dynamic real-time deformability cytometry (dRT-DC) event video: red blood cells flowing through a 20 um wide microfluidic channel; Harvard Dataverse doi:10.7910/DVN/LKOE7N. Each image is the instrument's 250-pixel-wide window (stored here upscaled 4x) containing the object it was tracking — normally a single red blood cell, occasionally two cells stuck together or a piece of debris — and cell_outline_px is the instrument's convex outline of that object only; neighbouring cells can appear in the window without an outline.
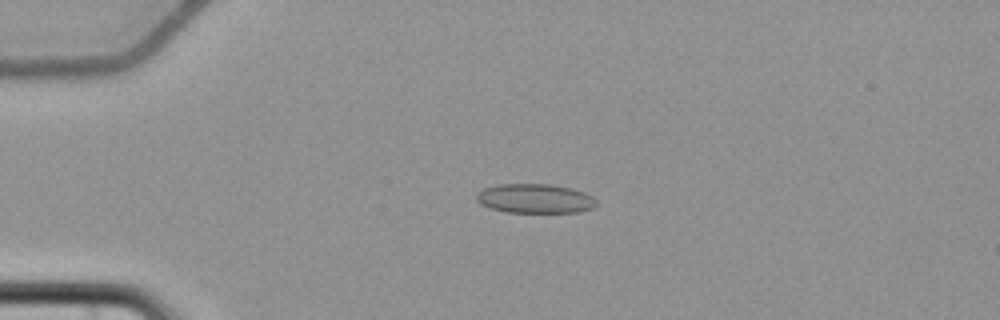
{"species": "common noctule bat (a hibernating species)", "species_latin": "Nyctalus noctula", "temperature_condition": "cold", "stored_images_in_passage": 4, "camera_frame_rate_fps": 3000, "um_per_image_px": 0.085, "animal": {"sex": "female", "body_mass_g": 22.7, "forearm_length_mm": 54.2}, "frame": {"image": 1, "passage_image": 3, "time_ms": 2.333, "image_size_px": [1000, 320], "cell_outline_px": [[596, 204], [592, 208], [580, 212], [504, 212], [488, 208], [480, 204], [476, 200], [476, 192], [484, 188], [500, 184], [548, 184], [572, 188], [584, 192], [592, 196], [596, 200]], "centroid_in_image_um": [45.44, 16.88], "position_along_channel_um": 39.6, "area_um2": 20.63}}